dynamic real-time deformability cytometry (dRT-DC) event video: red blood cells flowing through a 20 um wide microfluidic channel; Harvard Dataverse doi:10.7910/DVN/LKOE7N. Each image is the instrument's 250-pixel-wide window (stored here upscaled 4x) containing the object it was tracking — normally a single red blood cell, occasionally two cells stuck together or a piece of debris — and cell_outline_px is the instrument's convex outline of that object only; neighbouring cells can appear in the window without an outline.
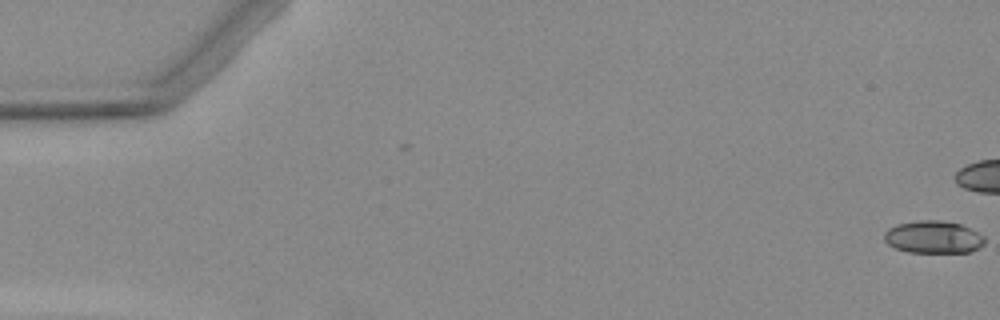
{"species": "Egyptian fruit bat (a non-hibernating species)", "species_latin": "Rousettus aegyptiacus", "temperature_condition": "warm", "stored_images_in_passage": 6, "camera_frame_rate_fps": 3000, "um_per_image_px": 0.085, "animal": {"sex": "female"}, "frame": {"image": 1, "passage_image": 1, "time_ms": 0.0, "image_size_px": [1000, 320], "cell_outline_px": [[984, 244], [972, 252], [908, 252], [896, 248], [888, 244], [884, 240], [884, 232], [888, 228], [896, 224], [916, 220], [940, 220], [960, 224], [984, 236]], "centroid_in_image_um": [79.3, 20.15], "position_along_channel_um": 5.7, "area_um2": 19.02}}